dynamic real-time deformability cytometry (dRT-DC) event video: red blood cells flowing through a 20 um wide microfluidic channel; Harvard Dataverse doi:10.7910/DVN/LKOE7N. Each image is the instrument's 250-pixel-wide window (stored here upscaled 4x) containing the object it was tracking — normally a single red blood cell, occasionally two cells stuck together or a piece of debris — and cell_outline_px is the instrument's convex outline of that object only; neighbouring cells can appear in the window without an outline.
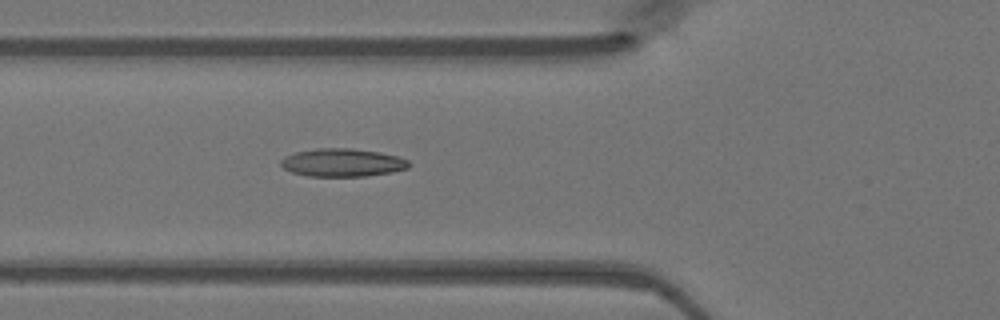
{"species": "Egyptian fruit bat (a non-hibernating species)", "species_latin": "Rousettus aegyptiacus", "temperature_condition": "warm", "stored_images_in_passage": 34, "camera_frame_rate_fps": 3000, "um_per_image_px": 0.085, "animal": {"sex": "female"}, "frame": {"image": 1, "passage_image": 5, "time_ms": 1.333, "image_size_px": [1000, 320], "cell_outline_px": [[412, 164], [408, 168], [392, 172], [368, 176], [308, 176], [292, 172], [284, 168], [280, 164], [280, 160], [284, 156], [296, 152], [316, 148], [352, 148], [380, 152], [396, 156], [408, 160]], "centroid_in_image_um": [29.11, 13.82], "position_along_channel_um": 96.7, "area_um2": 21.04}}
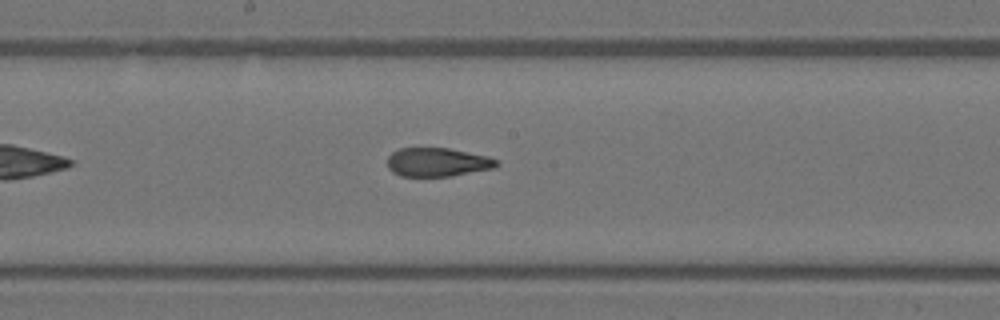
{"frame": {"image": 2, "passage_image": 13, "time_ms": 4.0, "image_size_px": [1000, 320], "cell_outline_px": [[500, 164], [496, 168], [452, 176], [400, 176], [392, 172], [388, 168], [388, 156], [392, 152], [400, 148], [448, 148], [488, 156], [496, 160]], "centroid_in_image_um": [37.19, 13.79], "position_along_channel_um": 211.0, "area_um2": 18.38}}
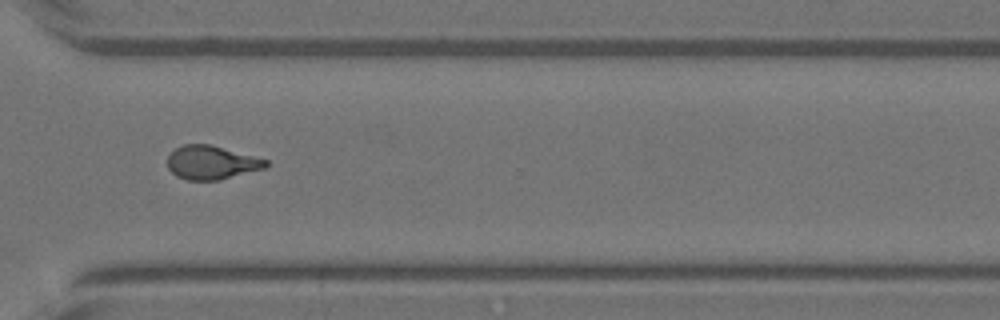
{"frame": {"image": 3, "passage_image": 23, "time_ms": 7.333, "image_size_px": [1000, 320], "cell_outline_px": [[268, 164], [264, 168], [220, 180], [188, 180], [176, 176], [168, 168], [168, 156], [176, 148], [184, 144], [212, 144], [268, 160]], "centroid_in_image_um": [17.97, 13.81], "position_along_channel_um": 352.6, "area_um2": 19.25}}